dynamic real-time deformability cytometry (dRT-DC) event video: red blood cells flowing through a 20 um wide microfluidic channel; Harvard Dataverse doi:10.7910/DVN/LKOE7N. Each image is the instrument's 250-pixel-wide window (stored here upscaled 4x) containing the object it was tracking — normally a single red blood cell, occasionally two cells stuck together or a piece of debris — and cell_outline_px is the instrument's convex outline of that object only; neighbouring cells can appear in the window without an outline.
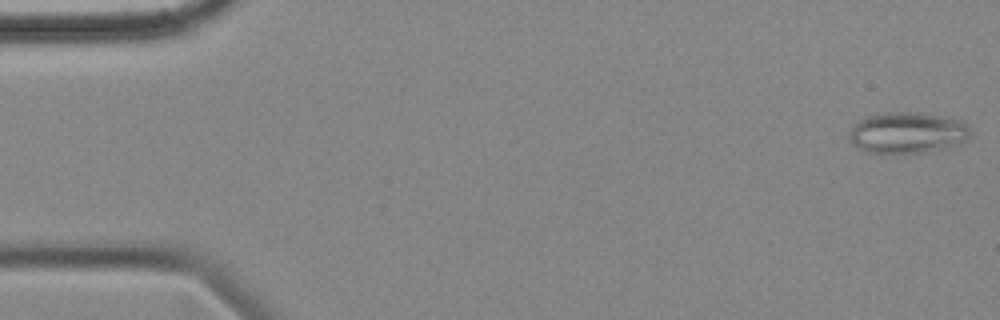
{"species": "common noctule bat (a hibernating species)", "species_latin": "Nyctalus noctula", "temperature_condition": "cold", "stored_images_in_passage": 56, "camera_frame_rate_fps": 3000, "um_per_image_px": 0.085, "animal": {"sex": "female", "body_mass_g": 18.4}, "frame": {"image": 1, "passage_image": 1, "time_ms": 0.0, "image_size_px": [1000, 320], "cell_outline_px": [[972, 136], [964, 144], [948, 148], [924, 152], [892, 156], [868, 152], [852, 144], [848, 136], [848, 132], [860, 120], [868, 116], [884, 112], [920, 112], [964, 120], [972, 132]], "centroid_in_image_um": [77.2, 11.32], "position_along_channel_um": 7.8, "area_um2": 30.23}}
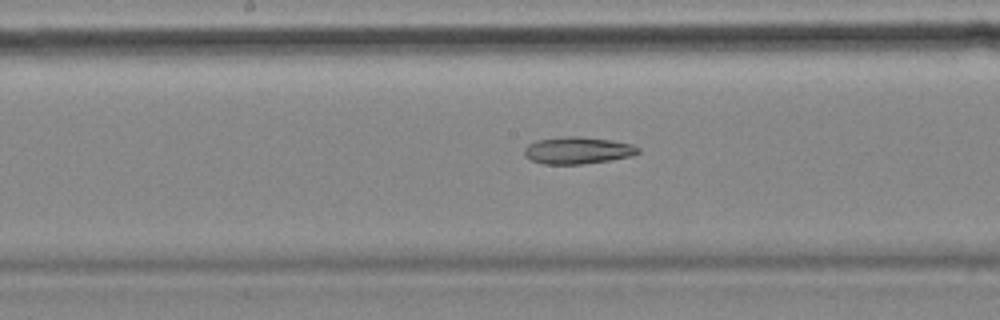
{"frame": {"image": 2, "passage_image": 28, "time_ms": 9.0, "image_size_px": [1000, 320], "cell_outline_px": [[640, 152], [632, 156], [608, 160], [580, 164], [544, 164], [532, 160], [524, 156], [524, 148], [528, 144], [536, 140], [564, 136], [580, 136], [612, 140], [632, 144], [640, 148]], "centroid_in_image_um": [49.09, 12.77], "position_along_channel_um": 199.1, "area_um2": 17.98}}
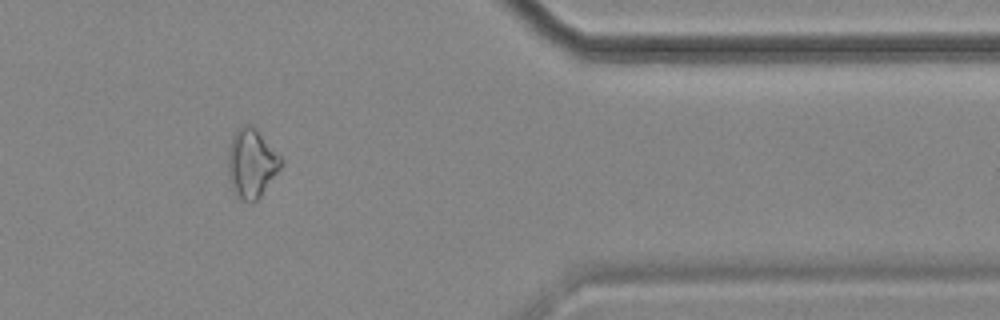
{"frame": {"image": 3, "passage_image": 46, "time_ms": 15.0, "image_size_px": [1000, 320], "cell_outline_px": [[284, 164], [260, 196], [256, 200], [244, 200], [236, 196], [232, 188], [228, 176], [228, 148], [232, 136], [244, 124], [252, 124], [256, 128], [284, 160]], "centroid_in_image_um": [21.39, 13.85], "position_along_channel_um": 390.0, "area_um2": 21.21}}